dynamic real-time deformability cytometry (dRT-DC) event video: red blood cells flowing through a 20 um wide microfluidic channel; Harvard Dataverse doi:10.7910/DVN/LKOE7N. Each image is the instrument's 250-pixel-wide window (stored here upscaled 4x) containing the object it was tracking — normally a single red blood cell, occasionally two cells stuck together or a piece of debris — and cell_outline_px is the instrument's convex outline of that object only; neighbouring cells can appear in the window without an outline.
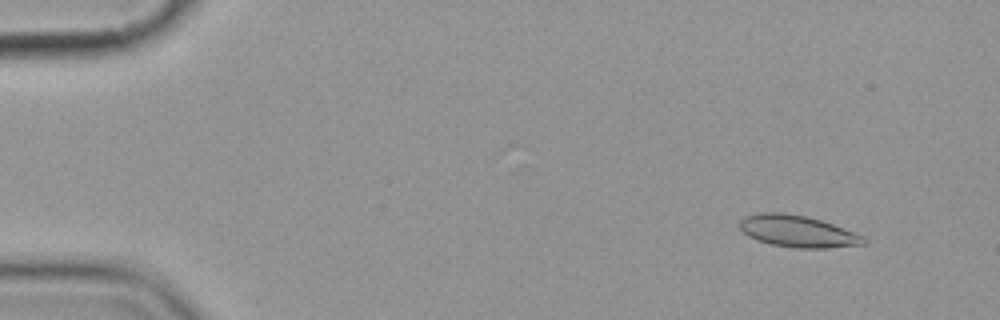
{"species": "common noctule bat (a hibernating species)", "species_latin": "Nyctalus noctula", "temperature_condition": "cold", "stored_images_in_passage": 4, "segment_of_instrument_passage": [1, 2], "camera_frame_rate_fps": 3000, "um_per_image_px": 0.085, "animal": {"sex": "female", "body_mass_g": 19.9}, "frame": {"image": 1, "passage_image": 1, "time_ms": 0.0, "image_size_px": [1000, 320], "cell_outline_px": [[868, 240], [864, 244], [828, 248], [796, 248], [772, 244], [756, 240], [748, 236], [740, 228], [740, 220], [744, 216], [760, 212], [784, 212], [808, 216], [832, 224], [864, 236]], "centroid_in_image_um": [67.78, 19.65], "position_along_channel_um": 17.2, "area_um2": 23.0}}
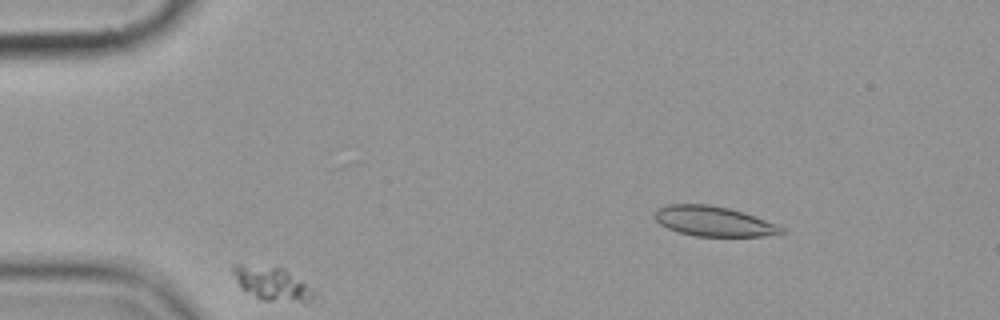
{"frame": {"image": 2, "passage_image": 2, "time_ms": 1.0, "image_size_px": [1000, 320], "cell_outline_px": [[312, 296], [304, 304], [264, 300], [240, 288], [232, 272], [232, 268], [236, 264], [240, 264], [284, 268], [304, 284], [312, 292]], "centroid_in_image_um": [23.06, 24.12], "position_along_channel_um": 61.9, "area_um2": 15.37}}